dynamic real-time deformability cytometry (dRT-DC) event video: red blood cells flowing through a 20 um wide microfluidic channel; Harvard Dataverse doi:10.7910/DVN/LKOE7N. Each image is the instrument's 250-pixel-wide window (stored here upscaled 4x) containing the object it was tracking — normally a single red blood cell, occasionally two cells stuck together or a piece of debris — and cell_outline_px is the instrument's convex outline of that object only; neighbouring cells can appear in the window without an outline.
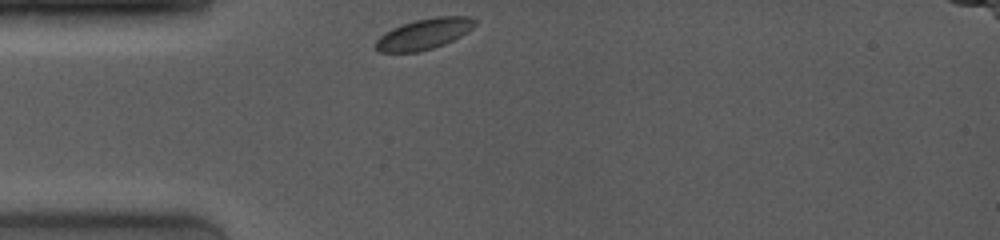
{"species": "common noctule bat (a hibernating species)", "species_latin": "Nyctalus noctula", "temperature_condition": "room temperature", "stored_images_in_passage": 22, "camera_frame_rate_fps": 4000, "um_per_image_px": 0.085, "animal": {"sex": "female", "body_mass_g": 19.0, "forearm_length_mm": 53.3}, "frame": {"image": 1, "passage_image": 1, "time_ms": 0.0, "image_size_px": [1000, 240], "cell_outline_px": [[476, 24], [472, 28], [460, 36], [444, 44], [420, 52], [380, 52], [376, 48], [376, 40], [384, 32], [392, 28], [416, 20], [436, 16], [468, 16], [476, 20]], "centroid_in_image_um": [36.04, 2.88], "position_along_channel_um": 49.0, "area_um2": 17.63}}
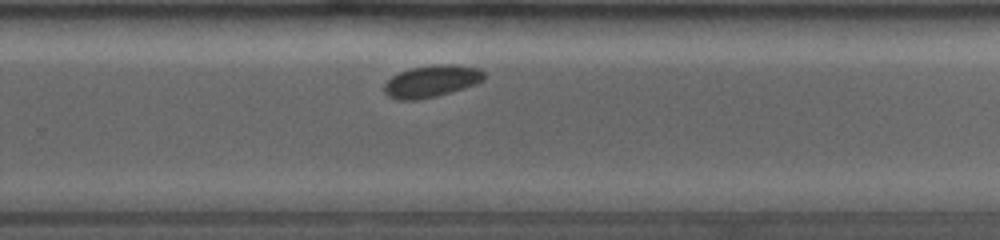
{"frame": {"image": 2, "passage_image": 16, "time_ms": 6.75, "image_size_px": [1000, 240], "cell_outline_px": [[484, 80], [476, 84], [436, 96], [416, 100], [396, 100], [388, 96], [384, 92], [384, 84], [392, 76], [408, 68], [432, 64], [460, 64], [480, 68], [484, 72]], "centroid_in_image_um": [36.68, 6.88], "position_along_channel_um": 293.1, "area_um2": 18.84}}
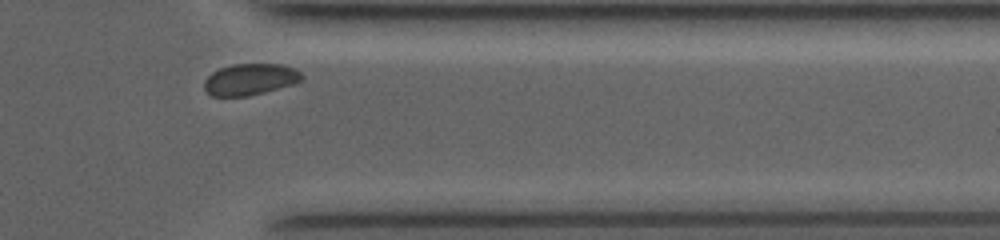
{"frame": {"image": 3, "passage_image": 21, "time_ms": 9.25, "image_size_px": [1000, 240], "cell_outline_px": [[304, 76], [300, 80], [292, 84], [264, 92], [248, 96], [212, 96], [204, 88], [204, 80], [212, 72], [220, 68], [232, 64], [280, 64], [292, 68], [300, 72]], "centroid_in_image_um": [21.23, 6.74], "position_along_channel_um": 390.2, "area_um2": 17.69}, "authors_computed_cell_mechanics": {"area_um2": 18.5538, "velocity_mm_per_s": 3.8221, "shape_relaxation_time_tau1_ms": 0.38, "shape_relaxation_time_tau2_ms": null, "deformation_change_tau1": 0.026, "deformation_change_tau2": null}}